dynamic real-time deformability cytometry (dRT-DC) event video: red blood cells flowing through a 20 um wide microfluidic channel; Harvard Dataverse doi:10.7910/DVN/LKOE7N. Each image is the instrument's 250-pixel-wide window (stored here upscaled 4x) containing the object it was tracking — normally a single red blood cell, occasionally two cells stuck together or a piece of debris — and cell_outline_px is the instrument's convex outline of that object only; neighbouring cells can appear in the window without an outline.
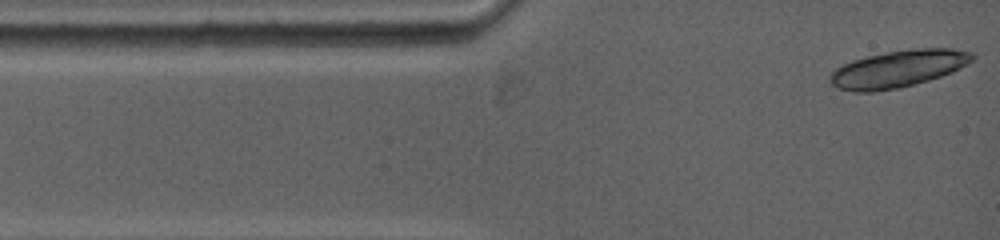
{"species": "common noctule bat (a hibernating species)", "species_latin": "Nyctalus noctula", "temperature_condition": "warm", "stored_images_in_passage": 3, "camera_frame_rate_fps": 5000, "um_per_image_px": 0.085, "animal": {"sex": "female", "body_mass_g": 19.0, "forearm_length_mm": 53.3}, "frame": {"image": 1, "passage_image": 1, "time_ms": 0.0, "image_size_px": [1000, 240], "cell_outline_px": [[976, 56], [972, 60], [960, 68], [952, 72], [928, 80], [900, 88], [872, 92], [852, 92], [840, 88], [832, 84], [832, 72], [836, 68], [852, 60], [868, 56], [888, 52], [916, 48], [952, 48], [972, 52]], "centroid_in_image_um": [76.38, 5.85], "position_along_channel_um": 8.6, "area_um2": 30.4}}